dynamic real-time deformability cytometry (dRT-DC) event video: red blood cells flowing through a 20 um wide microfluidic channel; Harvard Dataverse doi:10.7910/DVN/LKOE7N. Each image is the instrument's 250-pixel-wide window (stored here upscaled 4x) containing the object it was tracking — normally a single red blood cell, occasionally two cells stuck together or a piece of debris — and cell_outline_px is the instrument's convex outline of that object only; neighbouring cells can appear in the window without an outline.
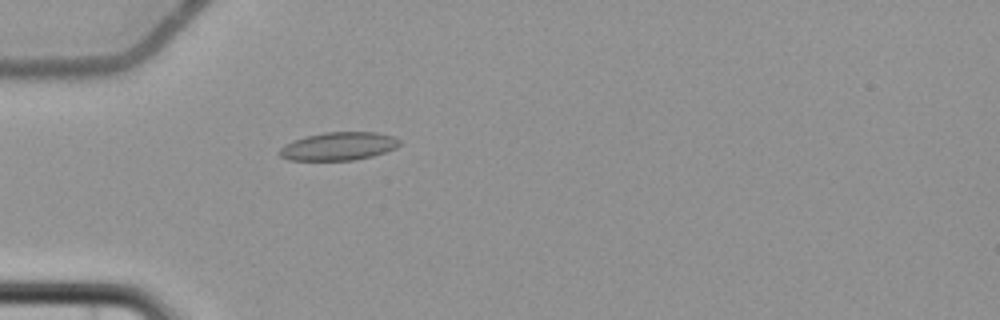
{"species": "common noctule bat (a hibernating species)", "species_latin": "Nyctalus noctula", "temperature_condition": "cold", "stored_images_in_passage": 4, "camera_frame_rate_fps": 3000, "um_per_image_px": 0.085, "animal": {"sex": "female", "body_mass_g": 22.7, "forearm_length_mm": 54.2}, "frame": {"image": 1, "passage_image": 4, "time_ms": 5.333, "image_size_px": [1000, 320], "cell_outline_px": [[400, 144], [396, 148], [372, 156], [352, 160], [288, 160], [280, 156], [276, 152], [284, 144], [292, 140], [304, 136], [324, 132], [376, 132], [392, 136], [400, 140]], "centroid_in_image_um": [28.72, 12.42], "position_along_channel_um": 56.3, "area_um2": 19.83}}